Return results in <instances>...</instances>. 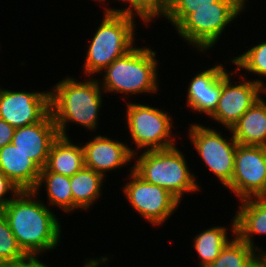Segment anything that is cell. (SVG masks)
I'll use <instances>...</instances> for the list:
<instances>
[{"label":"cell","instance_id":"obj_25","mask_svg":"<svg viewBox=\"0 0 266 267\" xmlns=\"http://www.w3.org/2000/svg\"><path fill=\"white\" fill-rule=\"evenodd\" d=\"M259 44L253 45L248 50L230 59L232 65L234 64L236 71H245L259 78H255V82L263 86L264 78L266 77V41L257 42ZM260 77L262 80H260Z\"/></svg>","mask_w":266,"mask_h":267},{"label":"cell","instance_id":"obj_7","mask_svg":"<svg viewBox=\"0 0 266 267\" xmlns=\"http://www.w3.org/2000/svg\"><path fill=\"white\" fill-rule=\"evenodd\" d=\"M126 103L124 124L127 125L125 127L131 137L130 143L136 146L129 147L133 154L137 151L168 149L177 145V134L173 131V118L169 112L135 101L133 103L128 100Z\"/></svg>","mask_w":266,"mask_h":267},{"label":"cell","instance_id":"obj_6","mask_svg":"<svg viewBox=\"0 0 266 267\" xmlns=\"http://www.w3.org/2000/svg\"><path fill=\"white\" fill-rule=\"evenodd\" d=\"M246 3L248 0H220L215 7L194 9V13L175 28L177 35L197 49V53H209L221 40L226 28L246 10Z\"/></svg>","mask_w":266,"mask_h":267},{"label":"cell","instance_id":"obj_5","mask_svg":"<svg viewBox=\"0 0 266 267\" xmlns=\"http://www.w3.org/2000/svg\"><path fill=\"white\" fill-rule=\"evenodd\" d=\"M102 11L101 24L95 29L89 45H86L87 53L82 66L85 77H96V74H100L136 46L137 19L114 13L107 8Z\"/></svg>","mask_w":266,"mask_h":267},{"label":"cell","instance_id":"obj_29","mask_svg":"<svg viewBox=\"0 0 266 267\" xmlns=\"http://www.w3.org/2000/svg\"><path fill=\"white\" fill-rule=\"evenodd\" d=\"M20 191L18 186L0 171V209L6 206Z\"/></svg>","mask_w":266,"mask_h":267},{"label":"cell","instance_id":"obj_12","mask_svg":"<svg viewBox=\"0 0 266 267\" xmlns=\"http://www.w3.org/2000/svg\"><path fill=\"white\" fill-rule=\"evenodd\" d=\"M50 109V90L12 91L0 87V118L14 128L41 121Z\"/></svg>","mask_w":266,"mask_h":267},{"label":"cell","instance_id":"obj_8","mask_svg":"<svg viewBox=\"0 0 266 267\" xmlns=\"http://www.w3.org/2000/svg\"><path fill=\"white\" fill-rule=\"evenodd\" d=\"M188 138L197 151L204 166L226 188L232 180L235 166V153L238 143L233 138L231 129L230 138L224 136L213 126L192 122L188 127Z\"/></svg>","mask_w":266,"mask_h":267},{"label":"cell","instance_id":"obj_28","mask_svg":"<svg viewBox=\"0 0 266 267\" xmlns=\"http://www.w3.org/2000/svg\"><path fill=\"white\" fill-rule=\"evenodd\" d=\"M107 254H105V256H101V257H96V258H86V260H84V265L83 267H109L107 266V262L109 261V259L107 257H109ZM40 256H28L18 267H51L47 265L48 262H43L41 259H39ZM101 264V265H100Z\"/></svg>","mask_w":266,"mask_h":267},{"label":"cell","instance_id":"obj_33","mask_svg":"<svg viewBox=\"0 0 266 267\" xmlns=\"http://www.w3.org/2000/svg\"><path fill=\"white\" fill-rule=\"evenodd\" d=\"M262 95H266V83L262 86Z\"/></svg>","mask_w":266,"mask_h":267},{"label":"cell","instance_id":"obj_11","mask_svg":"<svg viewBox=\"0 0 266 267\" xmlns=\"http://www.w3.org/2000/svg\"><path fill=\"white\" fill-rule=\"evenodd\" d=\"M230 189L238 200L266 196V147L238 144Z\"/></svg>","mask_w":266,"mask_h":267},{"label":"cell","instance_id":"obj_23","mask_svg":"<svg viewBox=\"0 0 266 267\" xmlns=\"http://www.w3.org/2000/svg\"><path fill=\"white\" fill-rule=\"evenodd\" d=\"M260 255L235 234L222 248L218 258L207 267H250Z\"/></svg>","mask_w":266,"mask_h":267},{"label":"cell","instance_id":"obj_1","mask_svg":"<svg viewBox=\"0 0 266 267\" xmlns=\"http://www.w3.org/2000/svg\"><path fill=\"white\" fill-rule=\"evenodd\" d=\"M19 246L28 256L57 249L62 239L59 218L33 190H21L0 209Z\"/></svg>","mask_w":266,"mask_h":267},{"label":"cell","instance_id":"obj_27","mask_svg":"<svg viewBox=\"0 0 266 267\" xmlns=\"http://www.w3.org/2000/svg\"><path fill=\"white\" fill-rule=\"evenodd\" d=\"M220 0H168L165 20L176 28L194 9L215 7Z\"/></svg>","mask_w":266,"mask_h":267},{"label":"cell","instance_id":"obj_18","mask_svg":"<svg viewBox=\"0 0 266 267\" xmlns=\"http://www.w3.org/2000/svg\"><path fill=\"white\" fill-rule=\"evenodd\" d=\"M238 144L266 147V101L261 96L231 128Z\"/></svg>","mask_w":266,"mask_h":267},{"label":"cell","instance_id":"obj_3","mask_svg":"<svg viewBox=\"0 0 266 267\" xmlns=\"http://www.w3.org/2000/svg\"><path fill=\"white\" fill-rule=\"evenodd\" d=\"M156 53L147 45L135 46L127 54L113 61L101 72L102 79L98 78L104 93L123 94L125 98L122 99L126 102L129 95L157 94L160 90V65Z\"/></svg>","mask_w":266,"mask_h":267},{"label":"cell","instance_id":"obj_31","mask_svg":"<svg viewBox=\"0 0 266 267\" xmlns=\"http://www.w3.org/2000/svg\"><path fill=\"white\" fill-rule=\"evenodd\" d=\"M250 267H266V255H260Z\"/></svg>","mask_w":266,"mask_h":267},{"label":"cell","instance_id":"obj_22","mask_svg":"<svg viewBox=\"0 0 266 267\" xmlns=\"http://www.w3.org/2000/svg\"><path fill=\"white\" fill-rule=\"evenodd\" d=\"M45 188L48 200L45 204L51 208L62 210L64 213L73 212V197L70 187V177L54 172H40L37 185L33 191L39 196L40 189ZM50 204V205H49ZM52 205V206H51ZM51 206V207H50Z\"/></svg>","mask_w":266,"mask_h":267},{"label":"cell","instance_id":"obj_19","mask_svg":"<svg viewBox=\"0 0 266 267\" xmlns=\"http://www.w3.org/2000/svg\"><path fill=\"white\" fill-rule=\"evenodd\" d=\"M81 143H73L70 137L59 136L53 143L46 166L41 172H54L71 177L84 167Z\"/></svg>","mask_w":266,"mask_h":267},{"label":"cell","instance_id":"obj_15","mask_svg":"<svg viewBox=\"0 0 266 267\" xmlns=\"http://www.w3.org/2000/svg\"><path fill=\"white\" fill-rule=\"evenodd\" d=\"M222 63L200 70L190 79L187 88V108L209 117L216 109L222 91Z\"/></svg>","mask_w":266,"mask_h":267},{"label":"cell","instance_id":"obj_14","mask_svg":"<svg viewBox=\"0 0 266 267\" xmlns=\"http://www.w3.org/2000/svg\"><path fill=\"white\" fill-rule=\"evenodd\" d=\"M58 137L59 132L50 111L37 123L15 128L11 143L43 169Z\"/></svg>","mask_w":266,"mask_h":267},{"label":"cell","instance_id":"obj_2","mask_svg":"<svg viewBox=\"0 0 266 267\" xmlns=\"http://www.w3.org/2000/svg\"><path fill=\"white\" fill-rule=\"evenodd\" d=\"M76 79L68 75L50 90V109L59 136H70L67 133L69 123L79 124L95 133L99 127L104 90L96 77L85 78L84 81Z\"/></svg>","mask_w":266,"mask_h":267},{"label":"cell","instance_id":"obj_17","mask_svg":"<svg viewBox=\"0 0 266 267\" xmlns=\"http://www.w3.org/2000/svg\"><path fill=\"white\" fill-rule=\"evenodd\" d=\"M0 171L20 190H33L41 168L10 143L0 149Z\"/></svg>","mask_w":266,"mask_h":267},{"label":"cell","instance_id":"obj_20","mask_svg":"<svg viewBox=\"0 0 266 267\" xmlns=\"http://www.w3.org/2000/svg\"><path fill=\"white\" fill-rule=\"evenodd\" d=\"M104 181H106V178L102 174L85 166L71 176L73 212L92 209L90 207L102 197Z\"/></svg>","mask_w":266,"mask_h":267},{"label":"cell","instance_id":"obj_4","mask_svg":"<svg viewBox=\"0 0 266 267\" xmlns=\"http://www.w3.org/2000/svg\"><path fill=\"white\" fill-rule=\"evenodd\" d=\"M185 156L177 145L137 152L133 154V171L144 181L165 188L182 202L185 194H194L202 187L196 181L198 176L189 170Z\"/></svg>","mask_w":266,"mask_h":267},{"label":"cell","instance_id":"obj_32","mask_svg":"<svg viewBox=\"0 0 266 267\" xmlns=\"http://www.w3.org/2000/svg\"><path fill=\"white\" fill-rule=\"evenodd\" d=\"M94 1H96L97 3L100 2L99 5L102 3V4L100 5V7H101V6L103 7V5H104V7L108 5V4L106 3L107 0H94ZM103 3H104V4H103ZM105 4H106V5H105Z\"/></svg>","mask_w":266,"mask_h":267},{"label":"cell","instance_id":"obj_21","mask_svg":"<svg viewBox=\"0 0 266 267\" xmlns=\"http://www.w3.org/2000/svg\"><path fill=\"white\" fill-rule=\"evenodd\" d=\"M229 225L231 230L223 225L211 226L201 232L199 231L194 236L192 246L198 255V267H207L214 262L220 255L222 248L235 235V216L232 217ZM228 231L231 232V237H229Z\"/></svg>","mask_w":266,"mask_h":267},{"label":"cell","instance_id":"obj_30","mask_svg":"<svg viewBox=\"0 0 266 267\" xmlns=\"http://www.w3.org/2000/svg\"><path fill=\"white\" fill-rule=\"evenodd\" d=\"M15 128L0 118V149L12 142Z\"/></svg>","mask_w":266,"mask_h":267},{"label":"cell","instance_id":"obj_13","mask_svg":"<svg viewBox=\"0 0 266 267\" xmlns=\"http://www.w3.org/2000/svg\"><path fill=\"white\" fill-rule=\"evenodd\" d=\"M96 135V136H95ZM94 137L81 143L84 153V165L102 174L105 178L110 171L133 165V153L128 142H122L108 135L94 134ZM107 173V174H106Z\"/></svg>","mask_w":266,"mask_h":267},{"label":"cell","instance_id":"obj_24","mask_svg":"<svg viewBox=\"0 0 266 267\" xmlns=\"http://www.w3.org/2000/svg\"><path fill=\"white\" fill-rule=\"evenodd\" d=\"M114 1V0H113ZM117 1V0H116ZM125 3L126 8H113L107 7L108 10L122 15L131 16L134 18H140V21L148 26L152 21L155 22L156 19L165 18L168 0H118ZM136 16V17H135ZM156 18V19H155Z\"/></svg>","mask_w":266,"mask_h":267},{"label":"cell","instance_id":"obj_16","mask_svg":"<svg viewBox=\"0 0 266 267\" xmlns=\"http://www.w3.org/2000/svg\"><path fill=\"white\" fill-rule=\"evenodd\" d=\"M238 206L234 215L235 234L261 255H266L254 242V235H266V196L240 200Z\"/></svg>","mask_w":266,"mask_h":267},{"label":"cell","instance_id":"obj_10","mask_svg":"<svg viewBox=\"0 0 266 267\" xmlns=\"http://www.w3.org/2000/svg\"><path fill=\"white\" fill-rule=\"evenodd\" d=\"M234 73L239 74L235 68L234 71L230 72L226 69L222 73L221 95L215 111L209 116L211 120L220 123L225 129H231L256 100L263 96L262 86L254 79L250 80L248 76L241 74L238 76L239 80L242 79L241 82H233L234 79L231 76Z\"/></svg>","mask_w":266,"mask_h":267},{"label":"cell","instance_id":"obj_9","mask_svg":"<svg viewBox=\"0 0 266 267\" xmlns=\"http://www.w3.org/2000/svg\"><path fill=\"white\" fill-rule=\"evenodd\" d=\"M129 168V180L125 182L122 190L130 208L153 227L164 225V222L176 213L181 202L165 188L144 181L133 171V166Z\"/></svg>","mask_w":266,"mask_h":267},{"label":"cell","instance_id":"obj_26","mask_svg":"<svg viewBox=\"0 0 266 267\" xmlns=\"http://www.w3.org/2000/svg\"><path fill=\"white\" fill-rule=\"evenodd\" d=\"M27 257L0 210V267H18Z\"/></svg>","mask_w":266,"mask_h":267}]
</instances>
